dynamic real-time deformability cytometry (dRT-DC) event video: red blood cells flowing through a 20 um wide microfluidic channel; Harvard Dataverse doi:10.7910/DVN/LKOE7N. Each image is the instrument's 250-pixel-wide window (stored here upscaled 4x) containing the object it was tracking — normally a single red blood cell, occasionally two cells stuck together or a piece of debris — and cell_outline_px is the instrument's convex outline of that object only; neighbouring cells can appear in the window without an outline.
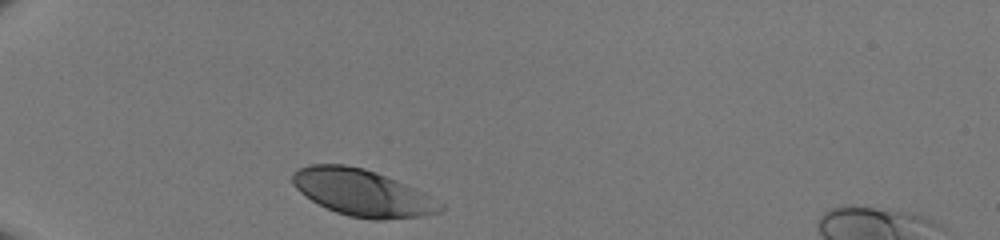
{"species": "human", "species_latin": "Homo sapiens", "temperature_condition": "room temperature", "stored_images_in_passage": 28, "camera_frame_rate_fps": 3000, "um_per_image_px": 0.085, "donor": {"sex": "male"}, "frame": {"image": 1, "passage_image": 1, "time_ms": 0.0, "image_size_px": [1000, 240], "cell_outline_px": [[444, 208], [440, 212], [424, 216], [384, 220], [372, 220], [348, 216], [336, 212], [312, 200], [300, 192], [292, 184], [292, 176], [300, 168], [308, 164], [344, 164], [364, 168], [376, 172], [396, 180], [444, 204]], "centroid_in_image_um": [30.8, 16.39], "position_along_channel_um": 54.2, "area_um2": 39.88}}
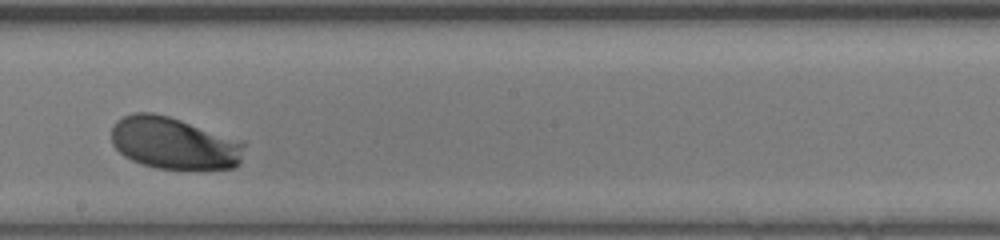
{"frame": {"image": 2, "passage_image": 16, "time_ms": 5.0, "image_size_px": [1000, 240], "cell_outline_px": [[244, 144], [240, 164], [236, 168], [156, 168], [140, 164], [124, 156], [112, 144], [112, 124], [116, 120], [132, 112], [152, 112], [168, 116], [244, 140]], "centroid_in_image_um": [14.78, 12.15], "position_along_channel_um": 233.4, "area_um2": 40.46}}
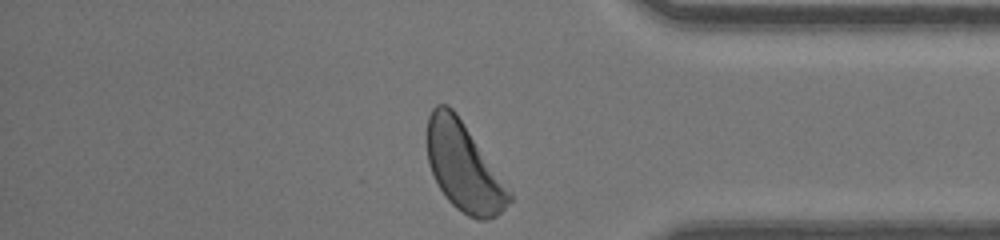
{"frame": {"image": 3, "passage_image": 28, "time_ms": 9.0, "image_size_px": [1000, 240], "cell_outline_px": [[512, 200], [496, 216], [484, 220], [476, 220], [468, 216], [456, 208], [448, 200], [440, 188], [432, 172], [428, 160], [428, 116], [432, 108], [436, 104], [448, 104], [456, 112], [512, 192]], "centroid_in_image_um": [39.43, 14.19], "position_along_channel_um": 395.8, "area_um2": 41.79}}